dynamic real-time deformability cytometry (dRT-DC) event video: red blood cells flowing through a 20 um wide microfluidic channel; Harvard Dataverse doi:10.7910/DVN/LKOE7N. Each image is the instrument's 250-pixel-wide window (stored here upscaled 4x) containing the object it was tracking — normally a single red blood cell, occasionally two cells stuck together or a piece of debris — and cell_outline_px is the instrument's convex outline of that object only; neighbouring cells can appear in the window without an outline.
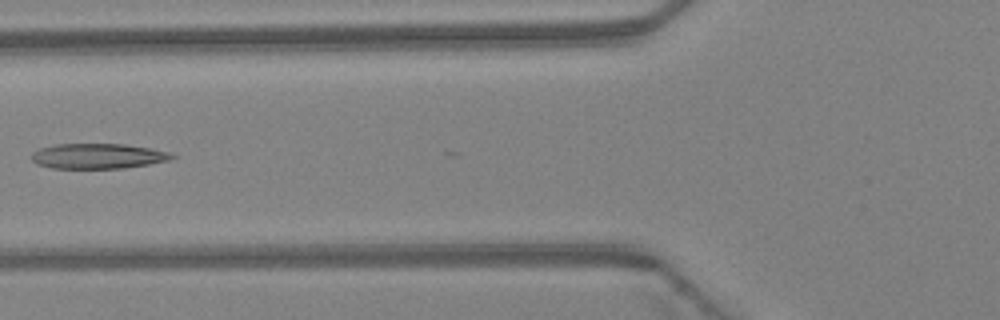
{"species": "Egyptian fruit bat (a non-hibernating species)", "species_latin": "Rousettus aegyptiacus", "temperature_condition": "warm", "stored_images_in_passage": 5, "camera_frame_rate_fps": 3000, "um_per_image_px": 0.085, "animal": {"sex": "female"}, "frame": {"image": 1, "passage_image": 5, "time_ms": 1.333, "image_size_px": [1000, 320], "cell_outline_px": [[176, 156], [168, 160], [148, 164], [124, 168], [52, 168], [36, 164], [32, 160], [32, 152], [40, 148], [56, 144], [124, 144], [148, 148], [168, 152]], "centroid_in_image_um": [8.28, 13.27], "position_along_channel_um": 117.5, "area_um2": 20.4}}